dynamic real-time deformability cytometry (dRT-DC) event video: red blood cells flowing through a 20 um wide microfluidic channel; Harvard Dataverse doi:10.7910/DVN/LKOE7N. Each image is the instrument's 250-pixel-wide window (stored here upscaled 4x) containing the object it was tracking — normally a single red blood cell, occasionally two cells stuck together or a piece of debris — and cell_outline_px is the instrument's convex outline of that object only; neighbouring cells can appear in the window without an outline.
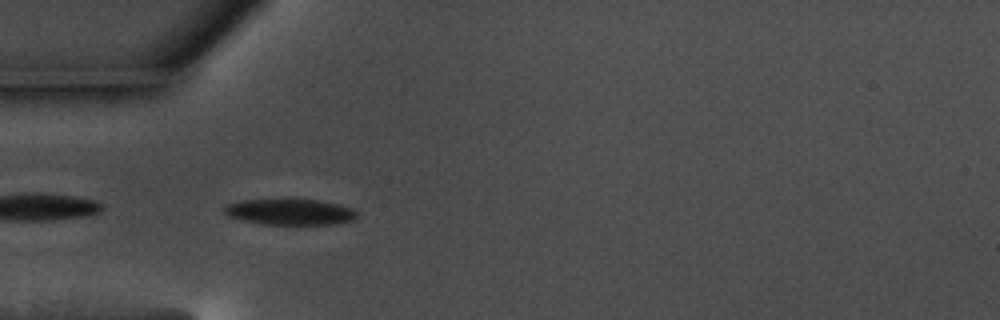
{"species": "common noctule bat (a hibernating species)", "species_latin": "Nyctalus noctula", "temperature_condition": "warm", "stored_images_in_passage": 42, "camera_frame_rate_fps": 3000, "um_per_image_px": 0.085, "animal": {"sex": "male", "body_mass_g": 17.5, "forearm_length_mm": 52.3}, "frame": {"image": 1, "passage_image": 2, "time_ms": 0.333, "image_size_px": [1000, 320], "cell_outline_px": [[356, 216], [352, 220], [332, 224], [264, 224], [244, 220], [228, 216], [224, 212], [224, 208], [228, 204], [244, 200], [316, 200], [336, 204], [352, 208], [356, 212]], "centroid_in_image_um": [24.64, 18.02], "position_along_channel_um": 60.4, "area_um2": 19.48}}
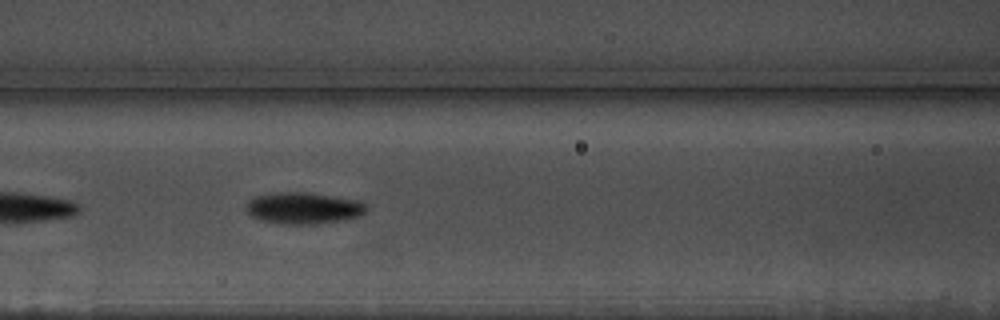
{"frame": {"image": 2, "passage_image": 9, "time_ms": 2.667, "image_size_px": [1000, 320], "cell_outline_px": [[368, 212], [360, 216], [344, 220], [316, 224], [280, 224], [260, 220], [252, 216], [244, 208], [256, 196], [284, 192], [304, 192], [352, 200], [364, 204], [368, 208]], "centroid_in_image_um": [25.8, 17.72], "position_along_channel_um": 140.8, "area_um2": 21.73}}
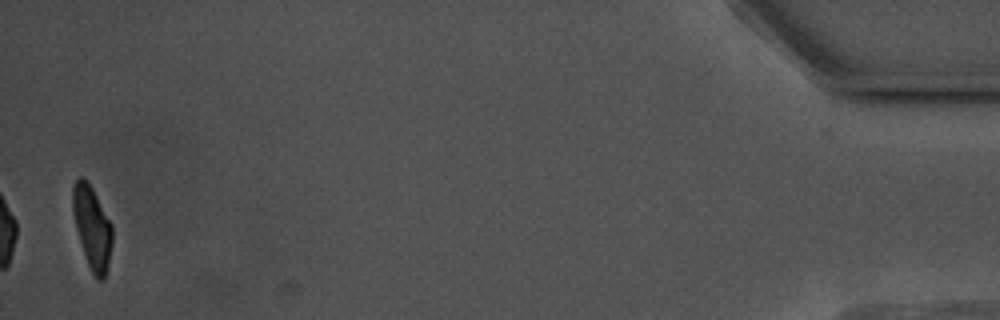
{"frame": {"image": 3, "passage_image": 41, "time_ms": 13.333, "image_size_px": [1000, 320], "cell_outline_px": [[112, 244], [108, 264], [104, 280], [96, 280], [88, 264], [76, 228], [72, 212], [72, 184], [80, 176], [84, 176], [88, 180], [112, 224]], "centroid_in_image_um": [7.82, 19.29], "position_along_channel_um": 427.4, "area_um2": 19.13}, "authors_computed_cell_mechanics": {"area_um2": 20.5479, "velocity_mm_per_s": 3.5596, "shape_relaxation_time_tau1_ms": 3.2818, "shape_relaxation_time_tau2_ms": 1.8467, "deformation_change_tau1": 0.1315, "deformation_change_tau2": 0.0673}}